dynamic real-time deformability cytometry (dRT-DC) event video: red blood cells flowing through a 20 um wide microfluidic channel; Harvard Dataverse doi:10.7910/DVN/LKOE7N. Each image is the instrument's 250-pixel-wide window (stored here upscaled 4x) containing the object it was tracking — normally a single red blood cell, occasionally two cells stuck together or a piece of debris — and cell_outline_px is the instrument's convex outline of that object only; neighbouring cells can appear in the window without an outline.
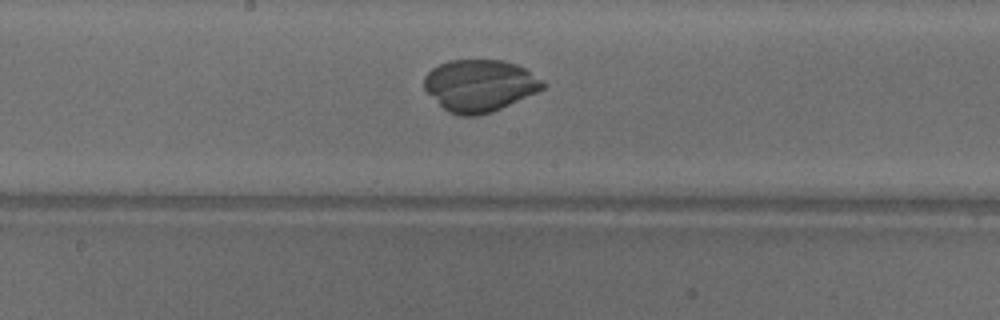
{"species": "common noctule bat (a hibernating species)", "species_latin": "Nyctalus noctula", "temperature_condition": "warm", "stored_images_in_passage": 28, "camera_frame_rate_fps": 3000, "um_per_image_px": 0.085, "animal": {"sex": "male", "body_mass_g": 18.8}, "frame": {"image": 1, "passage_image": 15, "time_ms": 4.667, "image_size_px": [1000, 320], "cell_outline_px": [[544, 88], [536, 92], [492, 112], [476, 116], [460, 116], [448, 112], [424, 88], [424, 76], [432, 68], [448, 60], [500, 60], [516, 64], [524, 68], [540, 80], [544, 84]], "centroid_in_image_um": [40.73, 7.27], "position_along_channel_um": 207.5, "area_um2": 35.43}}
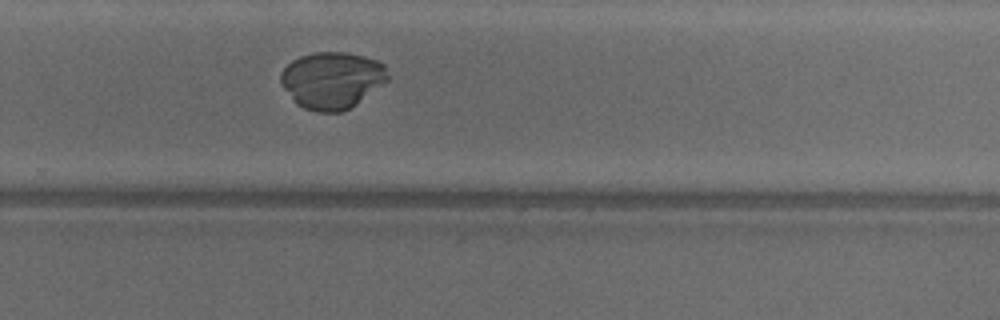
{"frame": {"image": 2, "passage_image": 22, "time_ms": 7.0, "image_size_px": [1000, 320], "cell_outline_px": [[388, 80], [356, 104], [340, 112], [316, 112], [304, 108], [296, 104], [280, 84], [280, 72], [292, 60], [300, 56], [316, 52], [348, 52], [364, 56], [376, 60], [384, 64], [388, 76]], "centroid_in_image_um": [28.19, 6.81], "position_along_channel_um": 301.6, "area_um2": 35.49}}
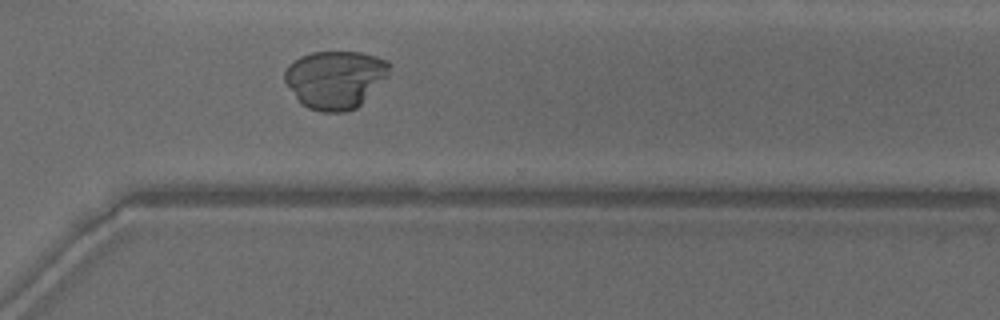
{"frame": {"image": 3, "passage_image": 25, "time_ms": 8.0, "image_size_px": [1000, 320], "cell_outline_px": [[388, 76], [356, 108], [348, 112], [320, 112], [308, 108], [300, 104], [284, 80], [284, 72], [288, 64], [300, 56], [312, 52], [364, 52], [388, 60]], "centroid_in_image_um": [28.47, 6.75], "position_along_channel_um": 342.1, "area_um2": 35.49}}